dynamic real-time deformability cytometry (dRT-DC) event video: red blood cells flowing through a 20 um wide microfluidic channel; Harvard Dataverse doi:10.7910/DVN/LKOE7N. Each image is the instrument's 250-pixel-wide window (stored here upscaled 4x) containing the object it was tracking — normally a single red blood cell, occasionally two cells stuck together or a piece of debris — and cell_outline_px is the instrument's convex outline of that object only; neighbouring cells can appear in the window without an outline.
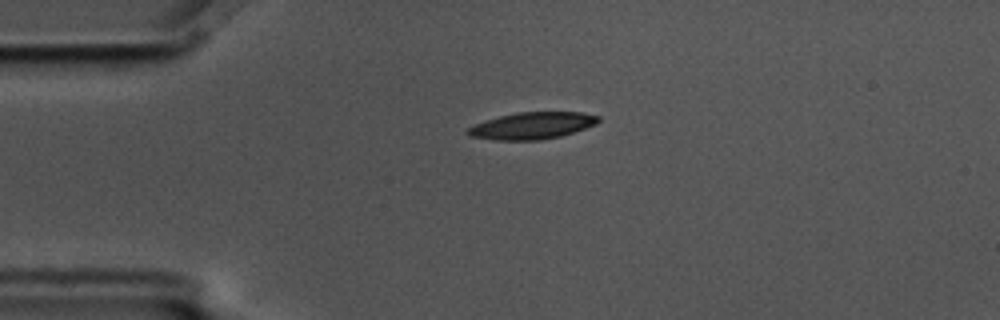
{"species": "common noctule bat (a hibernating species)", "species_latin": "Nyctalus noctula", "temperature_condition": "cold", "stored_images_in_passage": 1, "camera_frame_rate_fps": 3000, "um_per_image_px": 0.085, "animal": {"sex": "male", "body_mass_g": 17.5, "forearm_length_mm": 52.3}, "frame": {"image": 1, "passage_image": 1, "time_ms": 0.0, "image_size_px": [1000, 320], "cell_outline_px": [[600, 120], [596, 124], [560, 136], [540, 140], [496, 140], [468, 136], [464, 132], [468, 128], [476, 124], [500, 116], [516, 112], [584, 112], [600, 116]], "centroid_in_image_um": [45.23, 10.68], "position_along_channel_um": 39.8, "area_um2": 20.35}}